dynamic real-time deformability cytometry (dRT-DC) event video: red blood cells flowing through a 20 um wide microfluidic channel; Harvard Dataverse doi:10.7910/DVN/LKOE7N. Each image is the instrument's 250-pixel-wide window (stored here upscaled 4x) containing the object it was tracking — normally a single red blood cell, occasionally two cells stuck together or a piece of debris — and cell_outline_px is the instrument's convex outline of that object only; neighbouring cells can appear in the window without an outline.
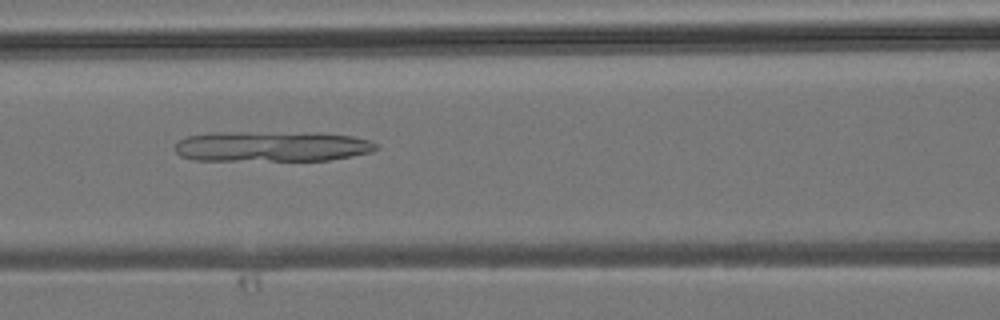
{"species": "common noctule bat (a hibernating species)", "species_latin": "Nyctalus noctula", "temperature_condition": "room temperature", "stored_images_in_passage": 34, "camera_frame_rate_fps": 3000, "um_per_image_px": 0.085, "animal": {"sex": "male", "body_mass_g": 19.2, "forearm_length_mm": 51.8}, "frame": {"image": 1, "passage_image": 10, "time_ms": 3.0, "image_size_px": [1000, 320], "cell_outline_px": [[380, 148], [372, 152], [352, 156], [328, 160], [192, 160], [180, 156], [176, 152], [176, 144], [180, 140], [188, 136], [212, 132], [320, 132], [352, 136], [368, 140], [376, 144]], "centroid_in_image_um": [23.13, 12.43], "position_along_channel_um": 143.5, "area_um2": 36.01}}
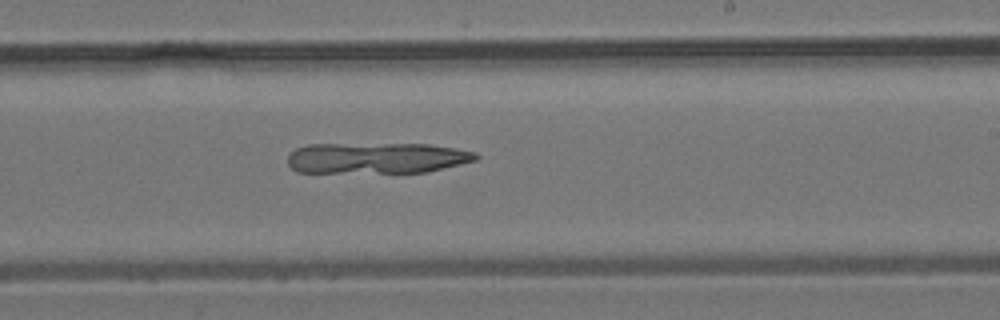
{"frame": {"image": 2, "passage_image": 17, "time_ms": 5.333, "image_size_px": [1000, 320], "cell_outline_px": [[480, 156], [476, 160], [428, 172], [296, 172], [288, 164], [288, 156], [296, 148], [308, 144], [428, 144], [476, 152]], "centroid_in_image_um": [32.01, 13.43], "position_along_channel_um": 257.0, "area_um2": 33.81}}
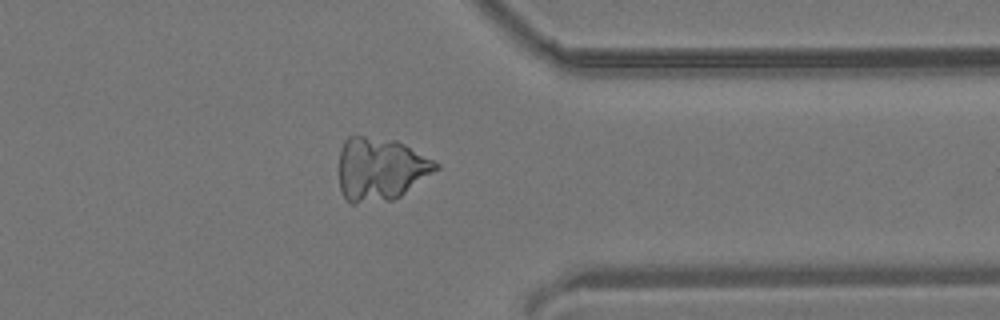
{"frame": {"image": 3, "passage_image": 25, "time_ms": 8.0, "image_size_px": [1000, 320], "cell_outline_px": [[440, 168], [400, 196], [392, 200], [356, 204], [352, 204], [344, 196], [340, 188], [340, 148], [344, 140], [348, 136], [364, 136], [396, 140], [404, 144], [440, 164]], "centroid_in_image_um": [32.33, 14.37], "position_along_channel_um": 379.1, "area_um2": 35.55}}